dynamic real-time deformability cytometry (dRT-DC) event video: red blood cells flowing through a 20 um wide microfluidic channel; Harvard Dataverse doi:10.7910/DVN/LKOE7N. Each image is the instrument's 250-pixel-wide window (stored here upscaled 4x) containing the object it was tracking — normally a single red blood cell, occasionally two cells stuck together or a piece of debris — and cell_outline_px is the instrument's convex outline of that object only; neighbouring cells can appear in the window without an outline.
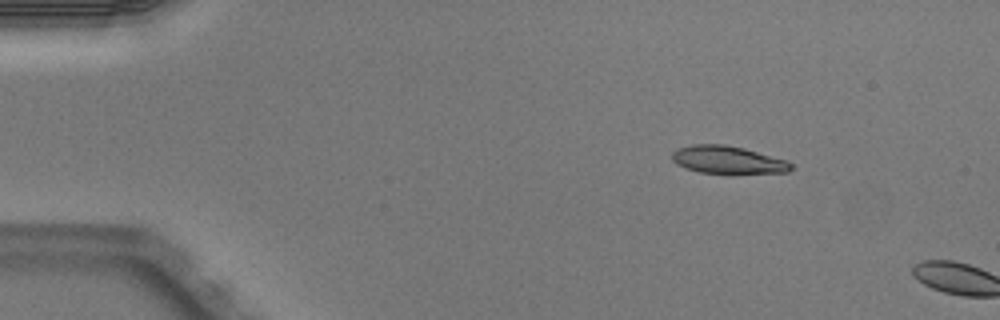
{"species": "Egyptian fruit bat (a non-hibernating species)", "species_latin": "Rousettus aegyptiacus", "temperature_condition": "warm", "stored_images_in_passage": 2, "camera_frame_rate_fps": 3000, "um_per_image_px": 0.085, "animal": {"sex": "male"}, "frame": {"image": 1, "passage_image": 1, "time_ms": 0.0, "image_size_px": [1000, 320], "cell_outline_px": [[792, 168], [788, 172], [700, 172], [676, 164], [672, 160], [672, 152], [676, 148], [692, 144], [724, 144], [744, 148], [788, 160], [792, 164]], "centroid_in_image_um": [61.84, 13.55], "position_along_channel_um": 23.2, "area_um2": 18.84}}